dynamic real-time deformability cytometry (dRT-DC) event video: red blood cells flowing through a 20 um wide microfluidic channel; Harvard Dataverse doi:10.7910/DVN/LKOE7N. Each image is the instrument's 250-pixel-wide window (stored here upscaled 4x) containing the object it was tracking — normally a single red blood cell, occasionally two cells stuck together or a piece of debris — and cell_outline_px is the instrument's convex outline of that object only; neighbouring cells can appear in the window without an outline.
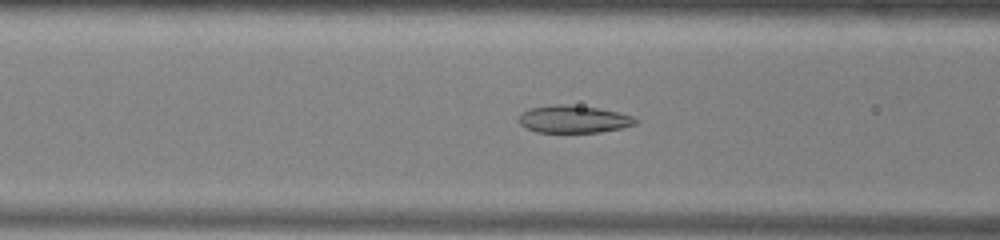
{"species": "common noctule bat (a hibernating species)", "species_latin": "Nyctalus noctula", "temperature_condition": "warm", "stored_images_in_passage": 52, "camera_frame_rate_fps": 3000, "um_per_image_px": 0.085, "animal": {"sex": "male", "body_mass_g": 13.0, "forearm_length_mm": 53.1}, "frame": {"image": 1, "passage_image": 20, "time_ms": 6.333, "image_size_px": [1000, 240], "cell_outline_px": [[640, 120], [636, 124], [620, 128], [600, 132], [536, 132], [524, 128], [520, 124], [520, 116], [528, 108], [556, 104], [568, 104], [596, 108], [620, 112], [632, 116]], "centroid_in_image_um": [48.77, 10.13], "position_along_channel_um": 117.8, "area_um2": 18.67}}
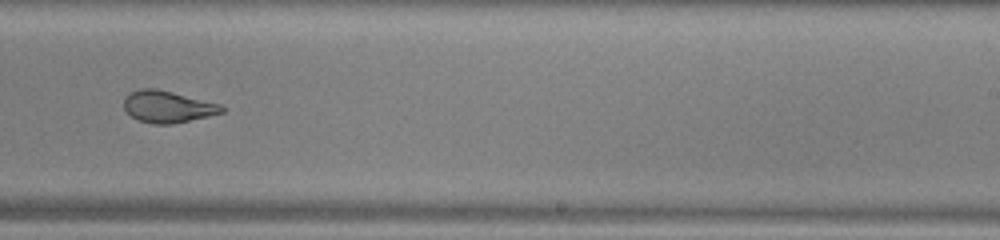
{"frame": {"image": 2, "passage_image": 32, "time_ms": 10.333, "image_size_px": [1000, 240], "cell_outline_px": [[228, 108], [224, 112], [208, 116], [172, 124], [152, 124], [136, 120], [124, 108], [124, 100], [132, 92], [140, 88], [156, 88], [220, 104]], "centroid_in_image_um": [14.27, 9.08], "position_along_channel_um": 274.7, "area_um2": 18.03}}
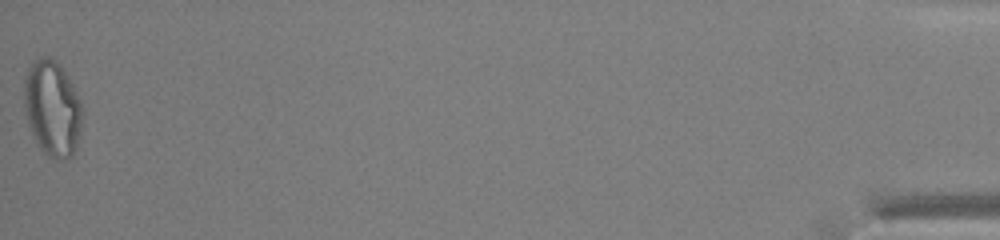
{"frame": {"image": 3, "passage_image": 52, "time_ms": 17.0, "image_size_px": [1000, 240], "cell_outline_px": [[80, 132], [76, 148], [72, 156], [68, 160], [52, 160], [36, 144], [28, 124], [24, 104], [24, 80], [28, 68], [40, 56], [48, 56], [60, 64], [68, 76], [80, 100]], "centroid_in_image_um": [4.43, 9.24], "position_along_channel_um": 430.8, "area_um2": 32.48}, "authors_computed_cell_mechanics": {"area_um2": 22.0796, "velocity_mm_per_s": 3.9293, "shape_relaxation_time_tau1_ms": null, "shape_relaxation_time_tau2_ms": 1.3991, "deformation_change_tau1": null, "deformation_change_tau2": 0.0756}}